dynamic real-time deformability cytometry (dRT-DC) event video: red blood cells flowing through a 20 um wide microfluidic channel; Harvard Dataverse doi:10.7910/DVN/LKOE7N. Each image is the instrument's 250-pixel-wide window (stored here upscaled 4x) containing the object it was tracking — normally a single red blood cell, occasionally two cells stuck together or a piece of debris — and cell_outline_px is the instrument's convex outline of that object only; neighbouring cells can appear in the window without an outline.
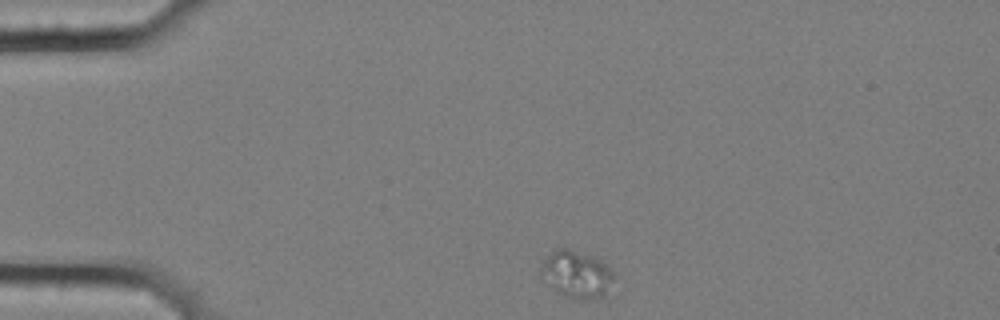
{"species": "common noctule bat (a hibernating species)", "species_latin": "Nyctalus noctula", "temperature_condition": "cold", "stored_images_in_passage": 5, "camera_frame_rate_fps": 3000, "um_per_image_px": 0.085, "animal": {"sex": "female", "body_mass_g": 25.1}, "frame": {"image": 1, "passage_image": 1, "time_ms": 0.0, "image_size_px": [1000, 320], "cell_outline_px": [[616, 272], [604, 296], [588, 300], [580, 300], [564, 296], [556, 292], [548, 284], [540, 272], [540, 268], [544, 260], [556, 248], [568, 248], [596, 256], [612, 268]], "centroid_in_image_um": [49.04, 23.3], "position_along_channel_um": 36.0, "area_um2": 20.35}}